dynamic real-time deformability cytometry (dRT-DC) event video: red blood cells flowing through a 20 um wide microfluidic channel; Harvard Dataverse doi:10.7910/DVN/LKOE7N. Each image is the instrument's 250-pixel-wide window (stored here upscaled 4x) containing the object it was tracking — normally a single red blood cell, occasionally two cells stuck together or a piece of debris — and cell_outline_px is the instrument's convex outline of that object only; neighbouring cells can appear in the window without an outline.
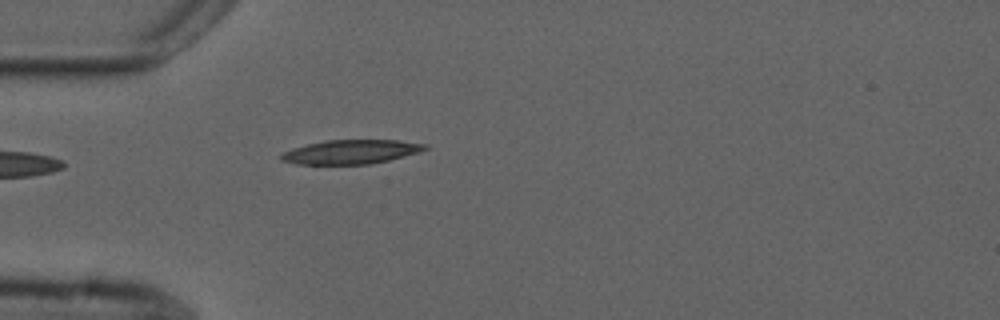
{"species": "common noctule bat (a hibernating species)", "species_latin": "Nyctalus noctula", "temperature_condition": "cold", "stored_images_in_passage": 4, "camera_frame_rate_fps": 3000, "um_per_image_px": 0.085, "animal": {"sex": "male", "forearm_length_mm": 52.5}, "frame": {"image": 1, "passage_image": 4, "time_ms": 4.333, "image_size_px": [1000, 320], "cell_outline_px": [[428, 148], [420, 152], [388, 160], [368, 164], [296, 164], [280, 160], [280, 156], [284, 152], [292, 148], [324, 140], [400, 140], [428, 144]], "centroid_in_image_um": [29.85, 12.9], "position_along_channel_um": 55.2, "area_um2": 20.17}}